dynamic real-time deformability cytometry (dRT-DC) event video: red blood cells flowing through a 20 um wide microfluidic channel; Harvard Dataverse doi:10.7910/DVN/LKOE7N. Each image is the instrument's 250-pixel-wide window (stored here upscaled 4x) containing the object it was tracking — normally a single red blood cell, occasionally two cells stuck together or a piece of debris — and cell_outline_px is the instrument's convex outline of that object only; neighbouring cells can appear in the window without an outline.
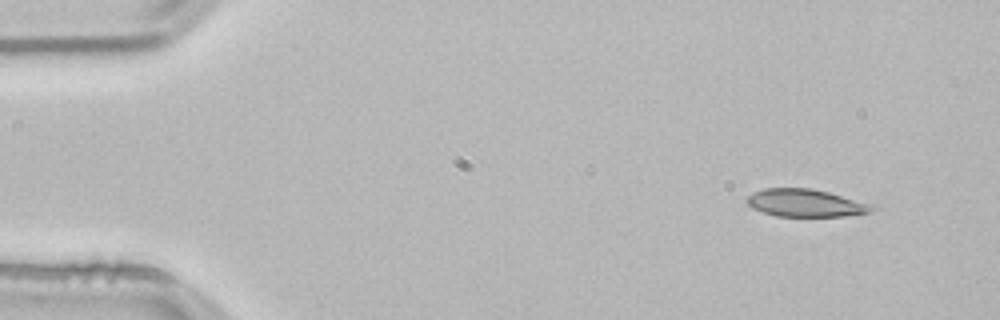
{"species": "common noctule bat (a hibernating species)", "species_latin": "Nyctalus noctula", "temperature_condition": "room temperature", "stored_images_in_passage": 49, "camera_frame_rate_fps": 3000, "um_per_image_px": 0.085, "animal": {"sex": "male", "body_mass_g": 21.5, "forearm_length_mm": 52.0}, "frame": {"image": 1, "passage_image": 1, "time_ms": 0.0, "image_size_px": [1000, 320], "cell_outline_px": [[880, 208], [868, 212], [844, 216], [776, 216], [752, 208], [744, 200], [752, 192], [764, 188], [812, 188], [876, 204]], "centroid_in_image_um": [68.52, 17.24], "position_along_channel_um": 16.5, "area_um2": 20.4}}
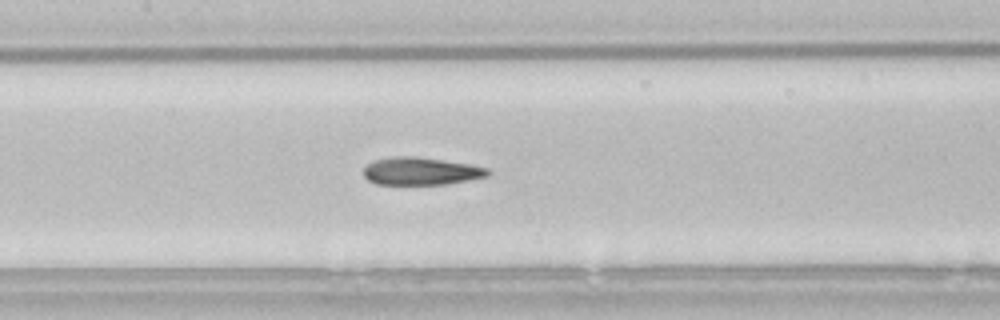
{"frame": {"image": 2, "passage_image": 21, "time_ms": 6.667, "image_size_px": [1000, 320], "cell_outline_px": [[492, 172], [488, 176], [468, 180], [444, 184], [376, 184], [368, 180], [364, 176], [364, 168], [368, 164], [376, 160], [392, 156], [416, 156], [444, 160], [468, 164], [488, 168]], "centroid_in_image_um": [35.79, 14.54], "position_along_channel_um": 171.6, "area_um2": 19.94}}
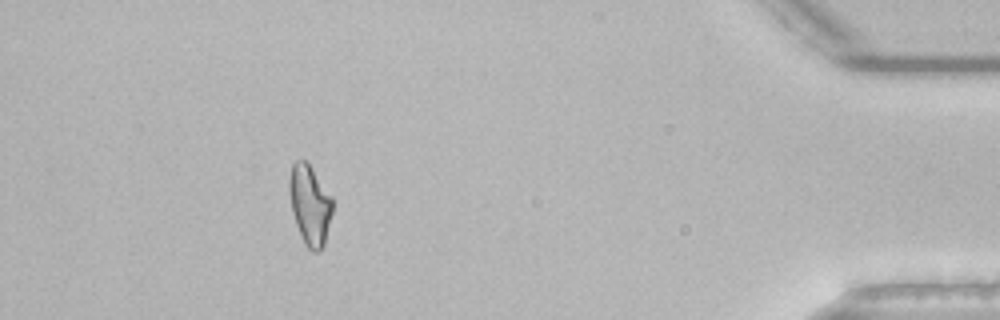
{"frame": {"image": 3, "passage_image": 44, "time_ms": 14.333, "image_size_px": [1000, 320], "cell_outline_px": [[332, 212], [324, 244], [316, 252], [312, 252], [304, 244], [300, 236], [292, 212], [288, 192], [288, 180], [292, 164], [296, 160], [308, 160], [332, 196]], "centroid_in_image_um": [26.32, 17.36], "position_along_channel_um": 408.9, "area_um2": 20.46}, "authors_computed_cell_mechanics": {"area_um2": 20.4612, "velocity_mm_per_s": 3.8445, "shape_relaxation_time_tau1_ms": null, "shape_relaxation_time_tau2_ms": 3.2165, "deformation_change_tau1": null, "deformation_change_tau2": 0.1009}}